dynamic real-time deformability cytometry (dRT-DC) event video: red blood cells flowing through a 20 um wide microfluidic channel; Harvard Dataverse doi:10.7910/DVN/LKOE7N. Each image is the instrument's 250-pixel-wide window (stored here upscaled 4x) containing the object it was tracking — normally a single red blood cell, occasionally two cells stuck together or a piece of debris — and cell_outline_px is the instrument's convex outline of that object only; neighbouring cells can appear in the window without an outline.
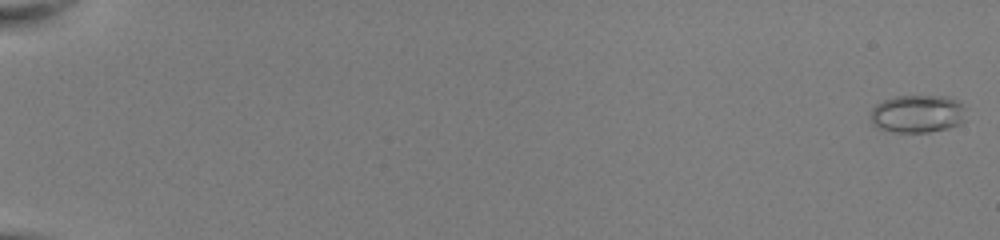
{"species": "common noctule bat (a hibernating species)", "species_latin": "Nyctalus noctula", "temperature_condition": "room temperature", "stored_images_in_passage": 18, "camera_frame_rate_fps": 3000, "um_per_image_px": 0.085, "animal": {"sex": "female", "body_mass_g": 22.0, "forearm_length_mm": 56.7}, "frame": {"image": 1, "passage_image": 1, "time_ms": 0.0, "image_size_px": [1000, 240], "cell_outline_px": [[964, 120], [960, 124], [948, 128], [928, 132], [892, 132], [876, 128], [872, 124], [872, 108], [876, 104], [884, 100], [896, 96], [948, 96], [960, 100], [964, 108]], "centroid_in_image_um": [78.0, 9.67], "position_along_channel_um": 7.0, "area_um2": 21.21}}